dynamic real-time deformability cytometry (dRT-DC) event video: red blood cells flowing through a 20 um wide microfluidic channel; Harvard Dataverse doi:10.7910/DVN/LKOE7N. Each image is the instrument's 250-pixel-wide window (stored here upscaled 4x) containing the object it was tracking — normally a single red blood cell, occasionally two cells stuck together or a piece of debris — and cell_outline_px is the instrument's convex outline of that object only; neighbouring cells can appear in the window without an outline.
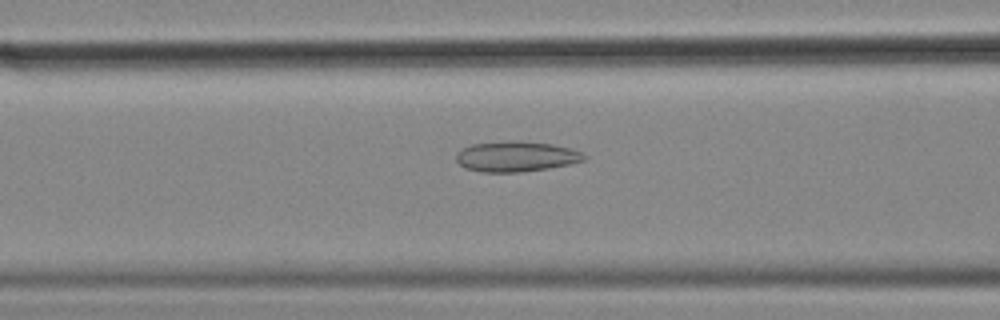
{"species": "common noctule bat (a hibernating species)", "species_latin": "Nyctalus noctula", "temperature_condition": "cold", "stored_images_in_passage": 44, "camera_frame_rate_fps": 3000, "um_per_image_px": 0.085, "animal": {"sex": "female", "body_mass_g": 18.4}, "frame": {"image": 1, "passage_image": 17, "time_ms": 5.333, "image_size_px": [1000, 320], "cell_outline_px": [[588, 156], [584, 160], [568, 164], [548, 168], [524, 172], [484, 172], [464, 168], [456, 160], [456, 152], [460, 148], [472, 144], [508, 140], [520, 140], [552, 144], [572, 148], [584, 152]], "centroid_in_image_um": [43.87, 13.28], "position_along_channel_um": 122.7, "area_um2": 23.06}}
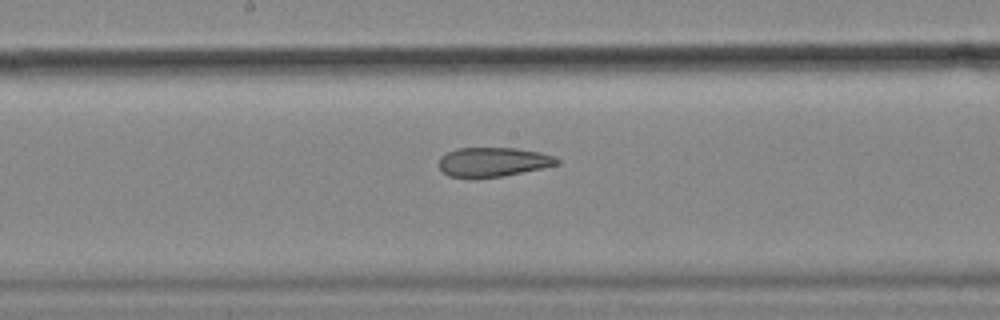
{"frame": {"image": 2, "passage_image": 24, "time_ms": 7.667, "image_size_px": [1000, 320], "cell_outline_px": [[560, 164], [504, 176], [476, 180], [472, 180], [448, 176], [440, 168], [440, 156], [456, 148], [516, 148], [540, 152], [556, 156], [560, 160]], "centroid_in_image_um": [41.9, 13.8], "position_along_channel_um": 206.3, "area_um2": 20.69}}
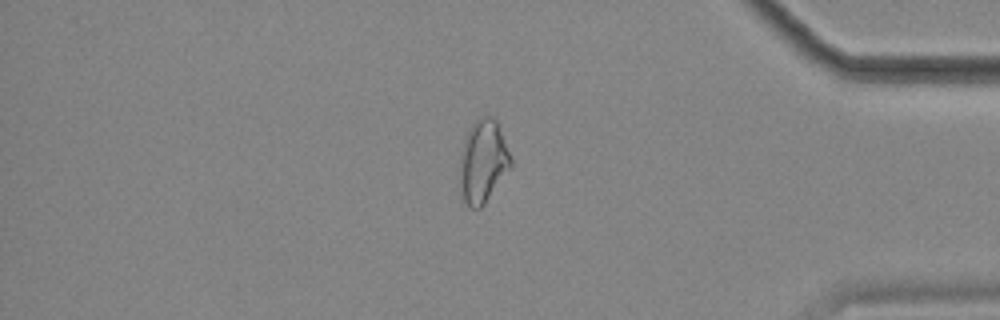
{"frame": {"image": 3, "passage_image": 42, "time_ms": 13.667, "image_size_px": [1000, 320], "cell_outline_px": [[512, 168], [484, 204], [480, 208], [472, 208], [464, 200], [460, 192], [460, 152], [468, 128], [476, 120], [484, 116], [492, 116], [496, 120], [512, 160]], "centroid_in_image_um": [41.05, 13.73], "position_along_channel_um": 394.1, "area_um2": 24.68}, "authors_computed_cell_mechanics": {"area_um2": 22.5709, "velocity_mm_per_s": 3.5894, "shape_relaxation_time_tau1_ms": null, "shape_relaxation_time_tau2_ms": 3.5609, "deformation_change_tau1": null, "deformation_change_tau2": 0.1263}}